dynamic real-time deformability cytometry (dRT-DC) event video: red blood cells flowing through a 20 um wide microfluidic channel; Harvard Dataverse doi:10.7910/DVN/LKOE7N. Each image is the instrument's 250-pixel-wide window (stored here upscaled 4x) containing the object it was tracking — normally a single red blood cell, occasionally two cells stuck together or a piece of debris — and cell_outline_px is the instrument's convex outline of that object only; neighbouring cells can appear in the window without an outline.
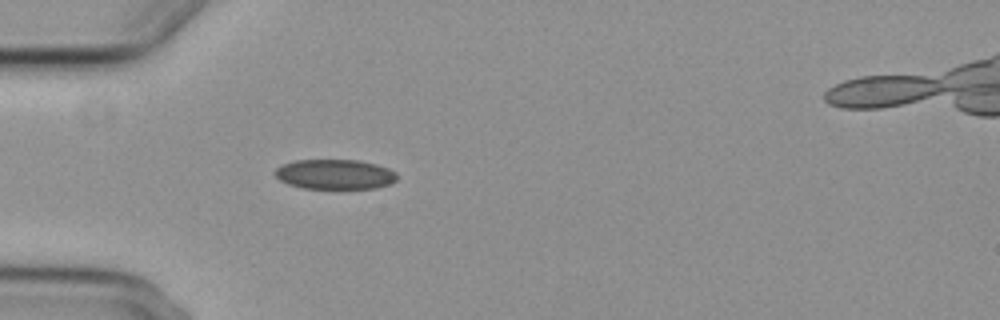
{"species": "common noctule bat (a hibernating species)", "species_latin": "Nyctalus noctula", "temperature_condition": "cold", "stored_images_in_passage": 1, "camera_frame_rate_fps": 3000, "um_per_image_px": 0.085, "animal": {"sex": "female", "body_mass_g": 29.2, "forearm_length_mm": 56.3}, "frame": {"image": 1, "passage_image": 1, "time_ms": 0.0, "image_size_px": [1000, 320], "cell_outline_px": [[396, 180], [392, 184], [376, 188], [304, 188], [288, 184], [280, 180], [272, 172], [276, 168], [284, 164], [296, 160], [360, 160], [376, 164], [388, 168], [396, 172]], "centroid_in_image_um": [28.48, 14.81], "position_along_channel_um": 56.5, "area_um2": 21.27}}